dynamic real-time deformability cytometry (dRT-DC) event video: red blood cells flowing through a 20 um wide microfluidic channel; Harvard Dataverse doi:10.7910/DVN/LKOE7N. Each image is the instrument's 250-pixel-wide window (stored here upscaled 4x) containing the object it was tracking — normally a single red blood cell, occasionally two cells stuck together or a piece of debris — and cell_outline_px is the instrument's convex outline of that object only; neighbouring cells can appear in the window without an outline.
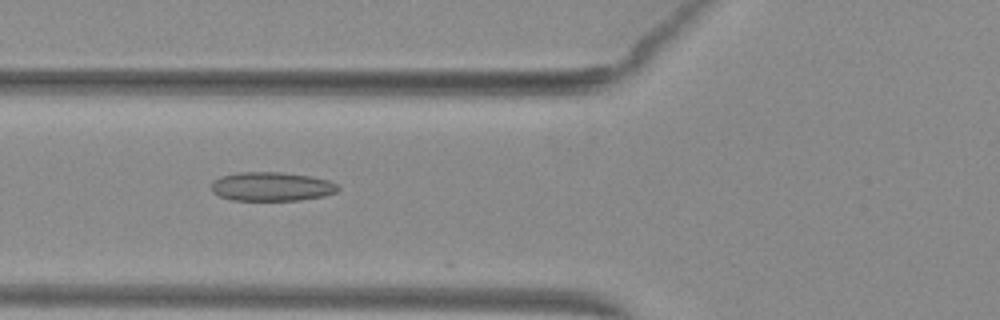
{"species": "common noctule bat (a hibernating species)", "species_latin": "Nyctalus noctula", "temperature_condition": "warm", "stored_images_in_passage": 54, "camera_frame_rate_fps": 3000, "um_per_image_px": 0.085, "animal": {"sex": "female", "body_mass_g": 29.2, "forearm_length_mm": 56.3}, "frame": {"image": 1, "passage_image": 21, "time_ms": 6.667, "image_size_px": [1000, 320], "cell_outline_px": [[340, 188], [336, 192], [324, 196], [300, 200], [232, 200], [220, 196], [212, 192], [212, 180], [220, 176], [240, 172], [280, 172], [312, 176], [328, 180], [336, 184]], "centroid_in_image_um": [23.08, 15.85], "position_along_channel_um": 102.7, "area_um2": 21.44}}
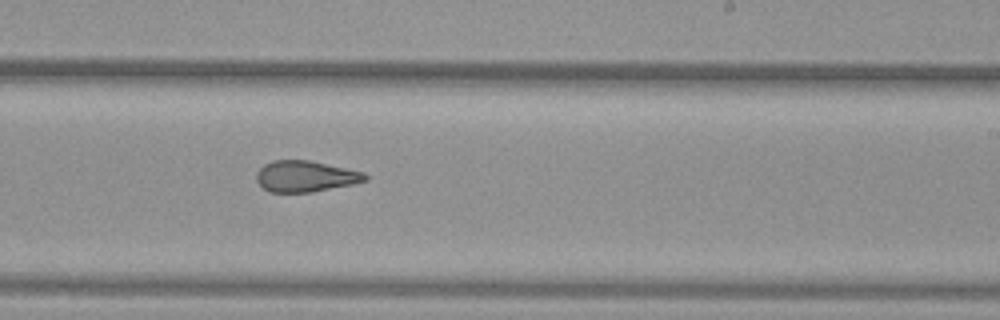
{"frame": {"image": 2, "passage_image": 33, "time_ms": 10.667, "image_size_px": [1000, 320], "cell_outline_px": [[368, 180], [352, 184], [312, 192], [268, 192], [256, 180], [256, 172], [264, 164], [272, 160], [308, 160], [364, 172], [368, 176]], "centroid_in_image_um": [25.94, 14.98], "position_along_channel_um": 263.1, "area_um2": 19.65}}
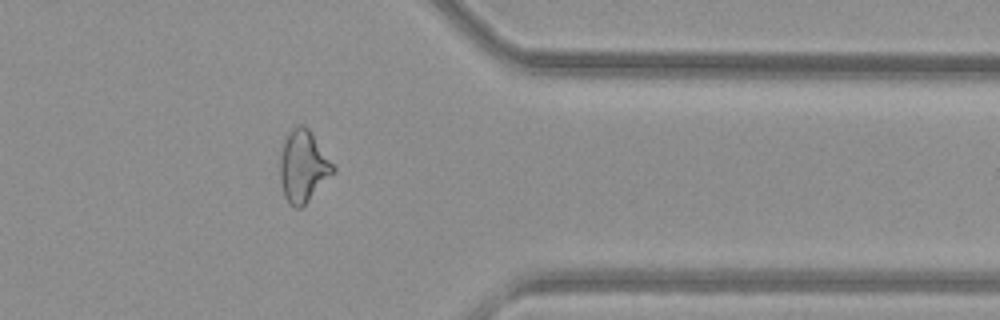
{"frame": {"image": 3, "passage_image": 43, "time_ms": 14.0, "image_size_px": [1000, 320], "cell_outline_px": [[336, 172], [300, 208], [296, 208], [288, 204], [284, 196], [280, 180], [280, 156], [284, 140], [288, 132], [296, 124], [304, 124], [308, 128], [336, 168]], "centroid_in_image_um": [25.76, 14.13], "position_along_channel_um": 385.6, "area_um2": 22.2}}